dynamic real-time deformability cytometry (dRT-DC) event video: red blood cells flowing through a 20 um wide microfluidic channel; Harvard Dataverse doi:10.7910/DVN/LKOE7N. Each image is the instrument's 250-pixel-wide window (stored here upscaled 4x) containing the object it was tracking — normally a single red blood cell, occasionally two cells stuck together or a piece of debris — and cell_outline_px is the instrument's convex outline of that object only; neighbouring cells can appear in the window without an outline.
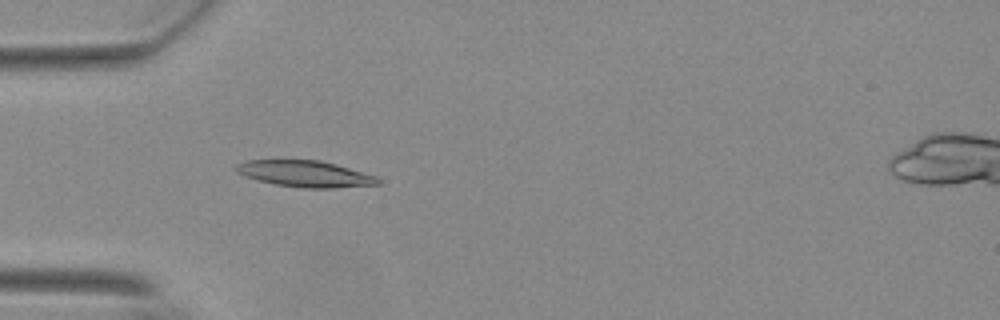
{"species": "Egyptian fruit bat (a non-hibernating species)", "species_latin": "Rousettus aegyptiacus", "temperature_condition": "warm", "stored_images_in_passage": 57, "camera_frame_rate_fps": 3000, "um_per_image_px": 0.085, "animal": {"sex": "female"}, "frame": {"image": 1, "passage_image": 18, "time_ms": 5.667, "image_size_px": [1000, 320], "cell_outline_px": [[380, 184], [336, 188], [304, 188], [276, 184], [256, 180], [244, 176], [236, 172], [232, 168], [236, 164], [248, 160], [320, 160], [376, 176], [380, 180]], "centroid_in_image_um": [25.88, 14.77], "position_along_channel_um": 59.1, "area_um2": 21.73}}
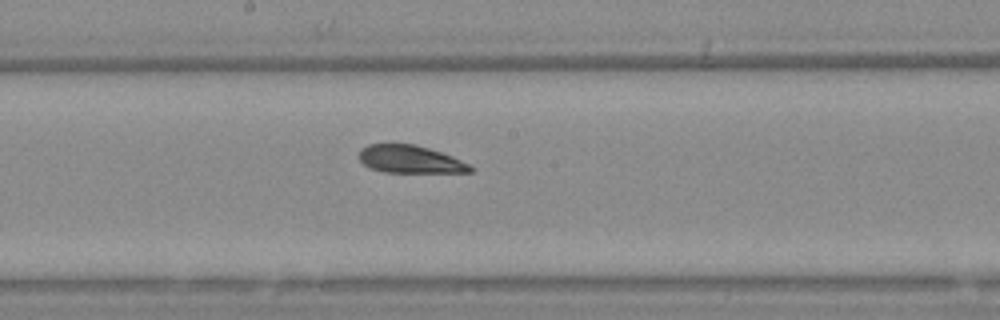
{"frame": {"image": 2, "passage_image": 31, "time_ms": 10.0, "image_size_px": [1000, 320], "cell_outline_px": [[472, 172], [384, 172], [368, 168], [360, 160], [360, 148], [368, 144], [416, 144], [452, 156], [468, 164], [472, 168]], "centroid_in_image_um": [34.82, 13.54], "position_along_channel_um": 213.4, "area_um2": 17.8}}
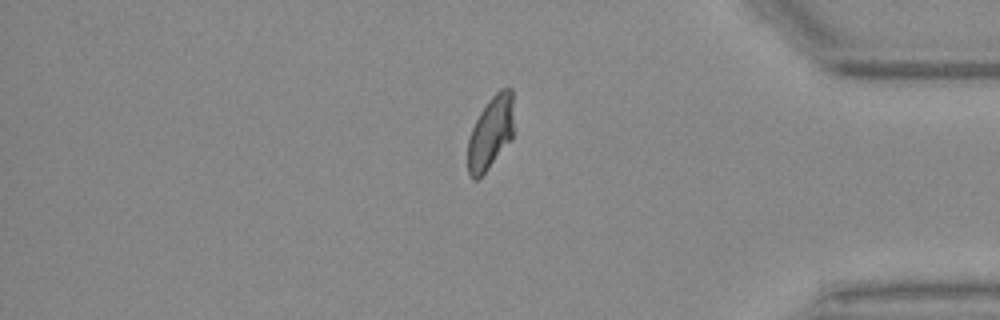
{"frame": {"image": 3, "passage_image": 48, "time_ms": 15.667, "image_size_px": [1000, 320], "cell_outline_px": [[512, 140], [488, 168], [476, 180], [472, 180], [468, 172], [468, 140], [472, 128], [480, 112], [492, 96], [500, 88], [512, 88]], "centroid_in_image_um": [41.69, 11.29], "position_along_channel_um": 393.5, "area_um2": 19.31}}